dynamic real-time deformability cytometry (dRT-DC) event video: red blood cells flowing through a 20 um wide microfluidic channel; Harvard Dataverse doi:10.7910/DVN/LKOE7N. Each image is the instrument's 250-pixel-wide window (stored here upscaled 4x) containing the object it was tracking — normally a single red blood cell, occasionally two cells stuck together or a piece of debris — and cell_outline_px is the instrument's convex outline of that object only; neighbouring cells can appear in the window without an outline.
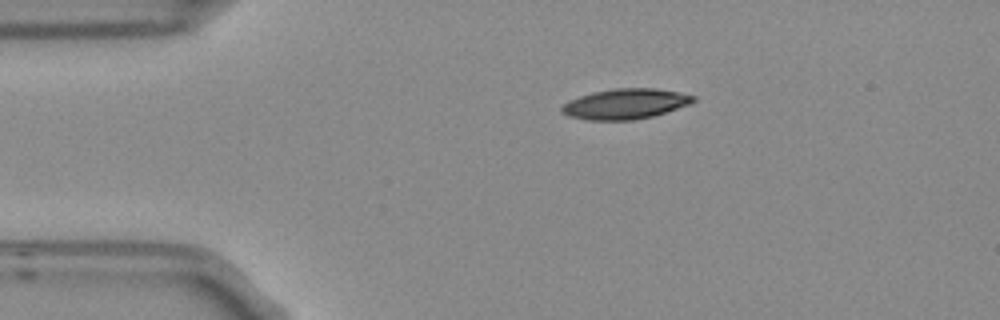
{"species": "Egyptian fruit bat (a non-hibernating species)", "species_latin": "Rousettus aegyptiacus", "temperature_condition": "room temperature", "stored_images_in_passage": 2, "camera_frame_rate_fps": 3000, "um_per_image_px": 0.085, "frame": {"image": 1, "passage_image": 1, "time_ms": 0.0, "image_size_px": [1000, 320], "cell_outline_px": [[696, 100], [688, 104], [652, 116], [632, 120], [588, 120], [568, 116], [560, 112], [560, 108], [568, 100], [592, 92], [616, 88], [656, 88], [696, 96]], "centroid_in_image_um": [53.1, 8.83], "position_along_channel_um": 31.9, "area_um2": 23.06}}